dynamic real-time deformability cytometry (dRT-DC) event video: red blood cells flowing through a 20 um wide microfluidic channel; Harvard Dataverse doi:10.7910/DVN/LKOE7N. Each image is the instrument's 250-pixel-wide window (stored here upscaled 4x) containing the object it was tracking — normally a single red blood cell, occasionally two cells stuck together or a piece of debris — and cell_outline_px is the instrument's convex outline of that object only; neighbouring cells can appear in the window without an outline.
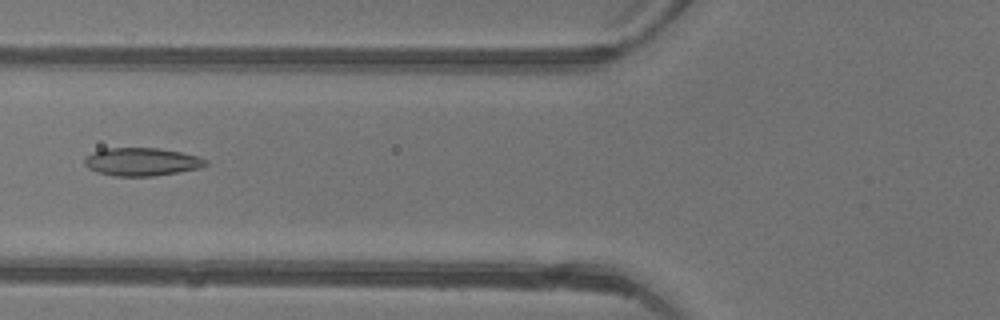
{"species": "common noctule bat (a hibernating species)", "species_latin": "Nyctalus noctula", "temperature_condition": "warm", "stored_images_in_passage": 34, "camera_frame_rate_fps": 3000, "um_per_image_px": 0.085, "animal": {"sex": "female"}, "frame": {"image": 1, "passage_image": 5, "time_ms": 1.333, "image_size_px": [1000, 320], "cell_outline_px": [[208, 164], [200, 168], [180, 172], [152, 176], [112, 176], [96, 172], [88, 168], [84, 164], [84, 160], [92, 152], [104, 148], [160, 148], [180, 152], [196, 156], [208, 160]], "centroid_in_image_um": [12.04, 13.76], "position_along_channel_um": 113.8, "area_um2": 19.88}}
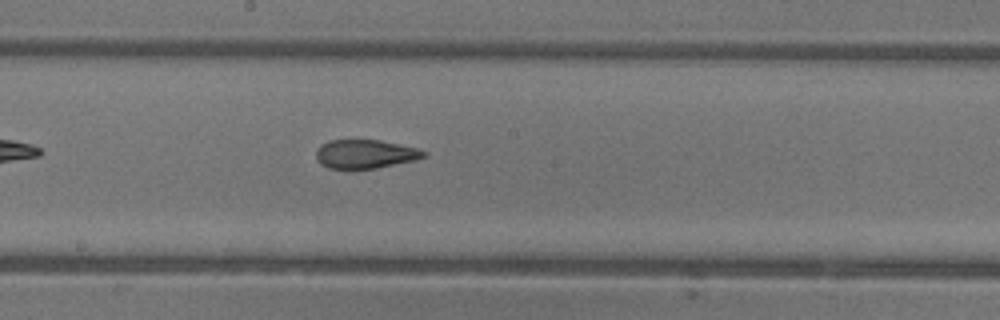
{"frame": {"image": 2, "passage_image": 12, "time_ms": 3.667, "image_size_px": [1000, 320], "cell_outline_px": [[428, 152], [424, 156], [416, 160], [376, 168], [328, 168], [320, 164], [316, 160], [316, 152], [320, 144], [328, 140], [380, 140], [400, 144], [416, 148]], "centroid_in_image_um": [31.02, 13.08], "position_along_channel_um": 217.2, "area_um2": 18.03}}
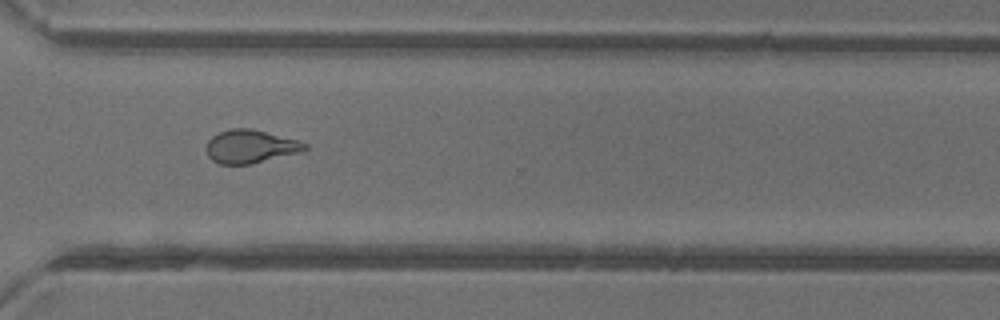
{"frame": {"image": 3, "passage_image": 21, "time_ms": 6.667, "image_size_px": [1000, 320], "cell_outline_px": [[308, 148], [300, 152], [252, 164], [220, 164], [212, 160], [208, 156], [204, 148], [208, 140], [212, 136], [220, 132], [232, 128], [248, 128], [300, 140], [308, 144]], "centroid_in_image_um": [21.27, 12.46], "position_along_channel_um": 349.3, "area_um2": 19.19}}